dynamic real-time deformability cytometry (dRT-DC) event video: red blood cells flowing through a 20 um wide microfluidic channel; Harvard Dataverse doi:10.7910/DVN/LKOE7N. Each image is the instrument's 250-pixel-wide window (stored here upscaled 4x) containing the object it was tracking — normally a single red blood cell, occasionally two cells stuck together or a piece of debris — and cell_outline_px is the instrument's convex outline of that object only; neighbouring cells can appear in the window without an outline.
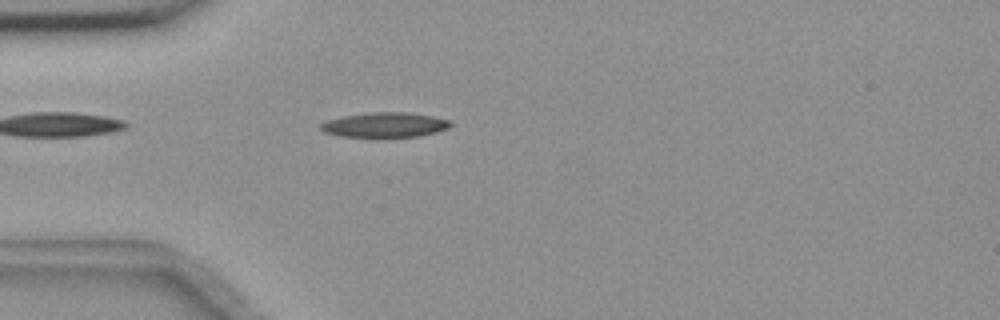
{"species": "common noctule bat (a hibernating species)", "species_latin": "Nyctalus noctula", "temperature_condition": "room temperature", "stored_images_in_passage": 44, "camera_frame_rate_fps": 3000, "um_per_image_px": 0.085, "animal": {"sex": "female", "body_mass_g": 18.4}, "frame": {"image": 1, "passage_image": 4, "time_ms": 1.0, "image_size_px": [1000, 320], "cell_outline_px": [[452, 124], [448, 128], [436, 132], [420, 136], [376, 140], [340, 136], [324, 132], [320, 128], [320, 124], [328, 120], [344, 116], [372, 112], [408, 112], [432, 116], [448, 120]], "centroid_in_image_um": [32.69, 10.66], "position_along_channel_um": 52.3, "area_um2": 19.59}}
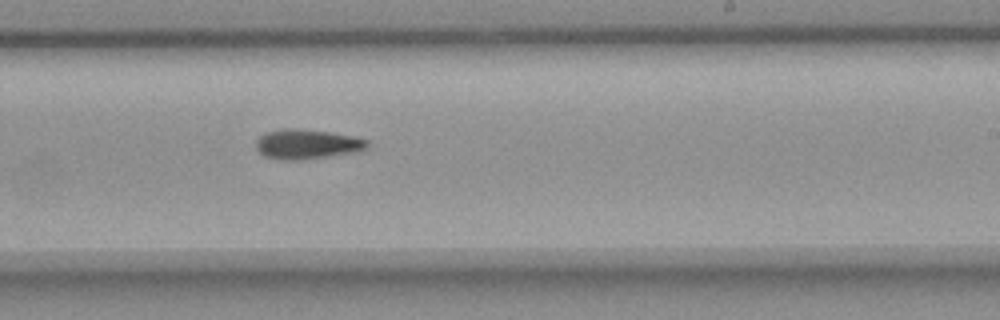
{"frame": {"image": 2, "passage_image": 22, "time_ms": 7.0, "image_size_px": [1000, 320], "cell_outline_px": [[368, 148], [356, 152], [304, 160], [280, 160], [264, 156], [256, 148], [256, 140], [260, 136], [268, 132], [288, 128], [292, 128], [328, 132], [352, 136], [368, 140]], "centroid_in_image_um": [26.1, 12.27], "position_along_channel_um": 262.9, "area_um2": 19.19}}
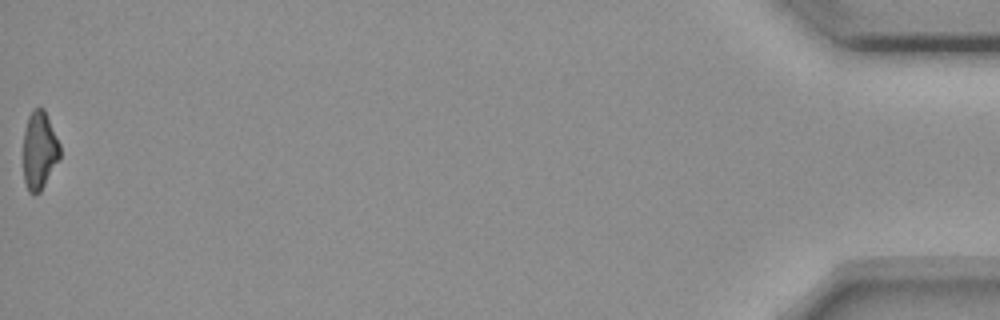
{"frame": {"image": 3, "passage_image": 44, "time_ms": 14.333, "image_size_px": [1000, 320], "cell_outline_px": [[60, 160], [40, 192], [32, 196], [28, 192], [24, 180], [24, 132], [28, 116], [32, 108], [44, 108], [60, 144]], "centroid_in_image_um": [3.36, 12.8], "position_along_channel_um": 431.8, "area_um2": 16.88}, "authors_computed_cell_mechanics": {"area_um2": 18.3515, "velocity_mm_per_s": 3.6653, "shape_relaxation_time_tau1_ms": 7.1693, "shape_relaxation_time_tau2_ms": null, "deformation_change_tau1": 0.1651, "deformation_change_tau2": null}}